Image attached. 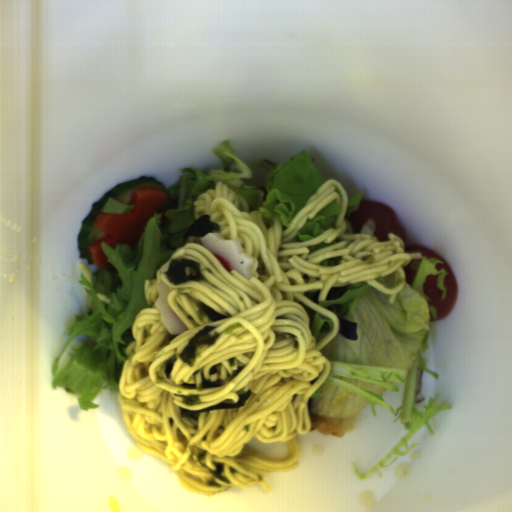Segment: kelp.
Listing matches in <instances>:
<instances>
[{
    "mask_svg": "<svg viewBox=\"0 0 512 512\" xmlns=\"http://www.w3.org/2000/svg\"><path fill=\"white\" fill-rule=\"evenodd\" d=\"M216 327L205 325L190 338L186 346L178 353H173L169 358L158 364L155 369L156 383L171 378L174 365L179 357L187 366L193 367L198 357L199 349L204 346L214 345L222 336L221 332H217Z\"/></svg>",
    "mask_w": 512,
    "mask_h": 512,
    "instance_id": "1",
    "label": "kelp"
},
{
    "mask_svg": "<svg viewBox=\"0 0 512 512\" xmlns=\"http://www.w3.org/2000/svg\"><path fill=\"white\" fill-rule=\"evenodd\" d=\"M171 284L177 286L187 281H200L204 277L201 263L198 261L176 258L172 259L165 272Z\"/></svg>",
    "mask_w": 512,
    "mask_h": 512,
    "instance_id": "2",
    "label": "kelp"
},
{
    "mask_svg": "<svg viewBox=\"0 0 512 512\" xmlns=\"http://www.w3.org/2000/svg\"><path fill=\"white\" fill-rule=\"evenodd\" d=\"M238 394V400L237 402H221L209 407H205L198 410H191L187 409L185 407H179V413L181 415V418L184 419H192L194 421H198V417L201 413H205L212 410H232V409H241L244 407L251 399L253 395L252 388L247 389H240L237 392Z\"/></svg>",
    "mask_w": 512,
    "mask_h": 512,
    "instance_id": "3",
    "label": "kelp"
},
{
    "mask_svg": "<svg viewBox=\"0 0 512 512\" xmlns=\"http://www.w3.org/2000/svg\"><path fill=\"white\" fill-rule=\"evenodd\" d=\"M248 363L242 366H239L229 377L227 378H217L215 380H209L205 376V372H201L200 380L201 382L196 381L195 383H187L182 382L180 387L181 389H187L192 391L203 392L206 389L219 388L225 386L230 381L235 379L246 367Z\"/></svg>",
    "mask_w": 512,
    "mask_h": 512,
    "instance_id": "4",
    "label": "kelp"
},
{
    "mask_svg": "<svg viewBox=\"0 0 512 512\" xmlns=\"http://www.w3.org/2000/svg\"><path fill=\"white\" fill-rule=\"evenodd\" d=\"M209 215L202 214L198 218H196L195 222L188 227L185 233L182 236L183 243L187 242V240L191 236H199L204 237L208 234L219 233L220 227L218 224L213 222Z\"/></svg>",
    "mask_w": 512,
    "mask_h": 512,
    "instance_id": "5",
    "label": "kelp"
},
{
    "mask_svg": "<svg viewBox=\"0 0 512 512\" xmlns=\"http://www.w3.org/2000/svg\"><path fill=\"white\" fill-rule=\"evenodd\" d=\"M207 458V452H199L197 454L196 460L197 462L205 467L209 472L210 476L207 478V486L210 487H222L223 484L217 483V481L224 482L226 484L231 485V480L225 477V465L223 462H217L212 460L210 463H212L215 467V469H211L208 467L205 463V459Z\"/></svg>",
    "mask_w": 512,
    "mask_h": 512,
    "instance_id": "6",
    "label": "kelp"
},
{
    "mask_svg": "<svg viewBox=\"0 0 512 512\" xmlns=\"http://www.w3.org/2000/svg\"><path fill=\"white\" fill-rule=\"evenodd\" d=\"M197 305L199 307L197 315L202 318L206 317L209 322H219L225 319L232 318L231 314H221L214 310L211 306L203 302H198Z\"/></svg>",
    "mask_w": 512,
    "mask_h": 512,
    "instance_id": "7",
    "label": "kelp"
},
{
    "mask_svg": "<svg viewBox=\"0 0 512 512\" xmlns=\"http://www.w3.org/2000/svg\"><path fill=\"white\" fill-rule=\"evenodd\" d=\"M183 391L174 392V396L176 398H180V403L186 406L195 407L201 402V397L198 393H187L186 395H182Z\"/></svg>",
    "mask_w": 512,
    "mask_h": 512,
    "instance_id": "8",
    "label": "kelp"
},
{
    "mask_svg": "<svg viewBox=\"0 0 512 512\" xmlns=\"http://www.w3.org/2000/svg\"><path fill=\"white\" fill-rule=\"evenodd\" d=\"M222 365L223 363H218V364H214L210 371H209V375H218V376H221V373H222Z\"/></svg>",
    "mask_w": 512,
    "mask_h": 512,
    "instance_id": "9",
    "label": "kelp"
}]
</instances>
